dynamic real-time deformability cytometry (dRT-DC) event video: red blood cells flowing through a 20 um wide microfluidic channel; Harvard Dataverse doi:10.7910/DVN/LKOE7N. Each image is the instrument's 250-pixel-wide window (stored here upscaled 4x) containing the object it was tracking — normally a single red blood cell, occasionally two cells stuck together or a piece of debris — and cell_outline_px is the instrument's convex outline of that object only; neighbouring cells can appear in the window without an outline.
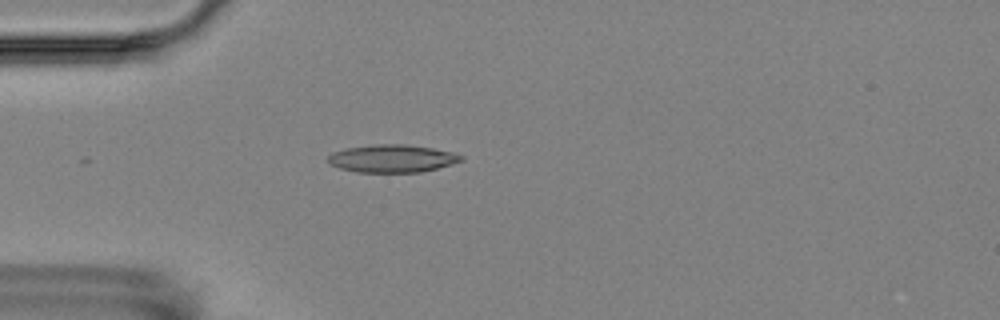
{"species": "Egyptian fruit bat (a non-hibernating species)", "species_latin": "Rousettus aegyptiacus", "temperature_condition": "room temperature", "stored_images_in_passage": 2, "camera_frame_rate_fps": 3000, "um_per_image_px": 0.085, "animal": {"sex": "female"}, "frame": {"image": 1, "passage_image": 2, "time_ms": 1.333, "image_size_px": [1000, 320], "cell_outline_px": [[464, 160], [452, 164], [420, 172], [356, 172], [340, 168], [328, 164], [328, 156], [332, 152], [348, 148], [376, 144], [404, 144], [432, 148], [452, 152], [464, 156]], "centroid_in_image_um": [33.33, 13.47], "position_along_channel_um": 51.7, "area_um2": 21.44}}